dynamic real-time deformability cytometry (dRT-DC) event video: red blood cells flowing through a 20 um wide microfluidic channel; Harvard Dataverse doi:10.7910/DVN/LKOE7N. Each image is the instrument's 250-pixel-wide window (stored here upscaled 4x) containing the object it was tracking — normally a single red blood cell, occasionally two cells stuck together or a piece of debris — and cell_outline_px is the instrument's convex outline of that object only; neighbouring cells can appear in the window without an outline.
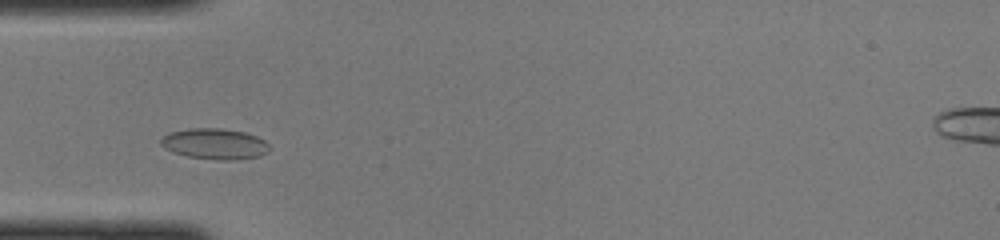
{"species": "common noctule bat (a hibernating species)", "species_latin": "Nyctalus noctula", "temperature_condition": "cold", "stored_images_in_passage": 34, "camera_frame_rate_fps": 3000, "um_per_image_px": 0.085, "animal": {"sex": "female", "body_mass_g": 22.0, "forearm_length_mm": 56.7}, "frame": {"image": 1, "passage_image": 1, "time_ms": 0.0, "image_size_px": [1000, 240], "cell_outline_px": [[268, 152], [260, 156], [236, 160], [220, 160], [188, 156], [172, 152], [164, 148], [160, 144], [160, 140], [168, 132], [188, 128], [220, 128], [244, 132], [256, 136], [264, 140], [268, 144]], "centroid_in_image_um": [18.23, 12.22], "position_along_channel_um": 66.8, "area_um2": 19.54}}
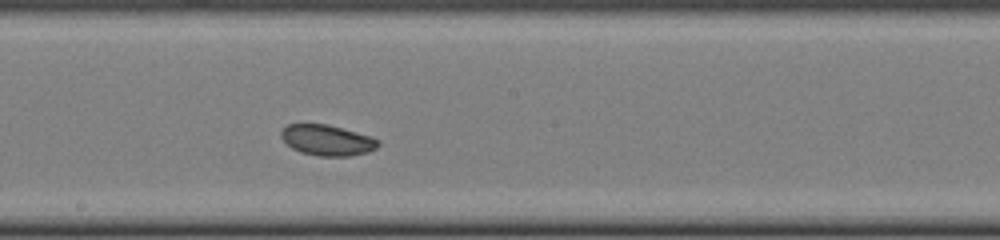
{"frame": {"image": 2, "passage_image": 12, "time_ms": 3.667, "image_size_px": [1000, 240], "cell_outline_px": [[380, 144], [376, 148], [368, 152], [352, 156], [320, 156], [300, 152], [292, 148], [280, 136], [280, 132], [288, 124], [328, 124], [368, 136], [380, 140]], "centroid_in_image_um": [27.81, 11.92], "position_along_channel_um": 220.4, "area_um2": 17.22}}
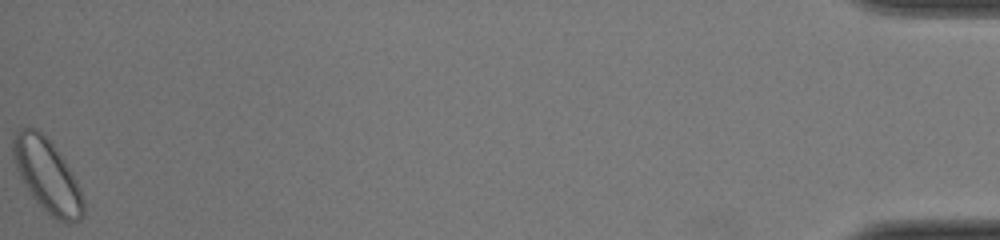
{"frame": {"image": 3, "passage_image": 34, "time_ms": 11.0, "image_size_px": [1000, 240], "cell_outline_px": [[84, 216], [80, 220], [68, 224], [56, 220], [28, 192], [20, 180], [12, 156], [12, 132], [20, 128], [32, 128], [40, 132], [52, 144], [64, 160], [72, 172], [80, 188], [84, 200]], "centroid_in_image_um": [3.99, 14.94], "position_along_channel_um": 431.2, "area_um2": 30.06}}